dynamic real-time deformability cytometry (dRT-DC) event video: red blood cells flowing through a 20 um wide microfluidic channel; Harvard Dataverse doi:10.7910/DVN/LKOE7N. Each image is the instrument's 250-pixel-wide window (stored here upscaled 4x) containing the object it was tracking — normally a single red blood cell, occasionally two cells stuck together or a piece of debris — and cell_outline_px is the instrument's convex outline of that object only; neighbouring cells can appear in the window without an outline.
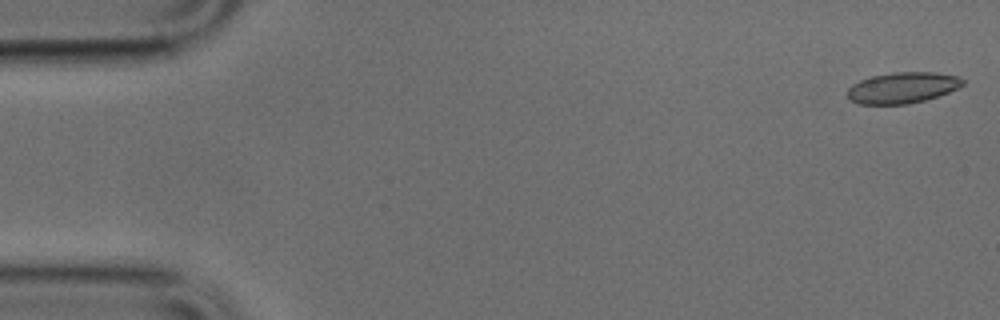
{"species": "common noctule bat (a hibernating species)", "species_latin": "Nyctalus noctula", "temperature_condition": "cold", "stored_images_in_passage": 49, "camera_frame_rate_fps": 3000, "um_per_image_px": 0.085, "animal": {"sex": "male", "body_mass_g": 17.9, "forearm_length_mm": 54.2}, "frame": {"image": 1, "passage_image": 1, "time_ms": 0.0, "image_size_px": [1000, 320], "cell_outline_px": [[964, 84], [948, 92], [924, 100], [908, 104], [860, 104], [852, 100], [848, 96], [848, 88], [852, 84], [860, 80], [872, 76], [892, 72], [932, 72], [960, 76], [964, 80]], "centroid_in_image_um": [76.71, 7.44], "position_along_channel_um": 8.3, "area_um2": 20.69}}
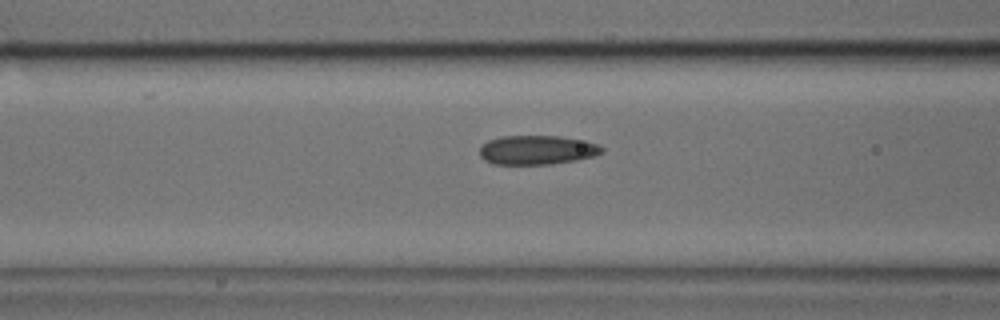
{"frame": {"image": 2, "passage_image": 19, "time_ms": 6.0, "image_size_px": [1000, 320], "cell_outline_px": [[604, 152], [592, 156], [576, 160], [548, 164], [492, 164], [484, 160], [480, 156], [480, 148], [488, 140], [500, 136], [560, 136], [596, 144], [604, 148]], "centroid_in_image_um": [45.6, 12.75], "position_along_channel_um": 121.0, "area_um2": 20.58}}
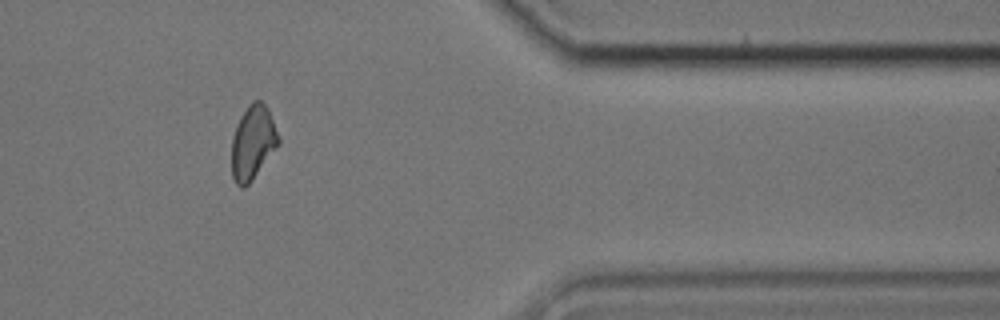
{"frame": {"image": 3, "passage_image": 41, "time_ms": 13.333, "image_size_px": [1000, 320], "cell_outline_px": [[280, 144], [248, 184], [244, 188], [240, 188], [236, 184], [232, 176], [232, 136], [236, 124], [240, 116], [248, 104], [252, 100], [260, 100], [268, 108], [280, 136]], "centroid_in_image_um": [21.49, 12.08], "position_along_channel_um": 389.9, "area_um2": 20.4}}